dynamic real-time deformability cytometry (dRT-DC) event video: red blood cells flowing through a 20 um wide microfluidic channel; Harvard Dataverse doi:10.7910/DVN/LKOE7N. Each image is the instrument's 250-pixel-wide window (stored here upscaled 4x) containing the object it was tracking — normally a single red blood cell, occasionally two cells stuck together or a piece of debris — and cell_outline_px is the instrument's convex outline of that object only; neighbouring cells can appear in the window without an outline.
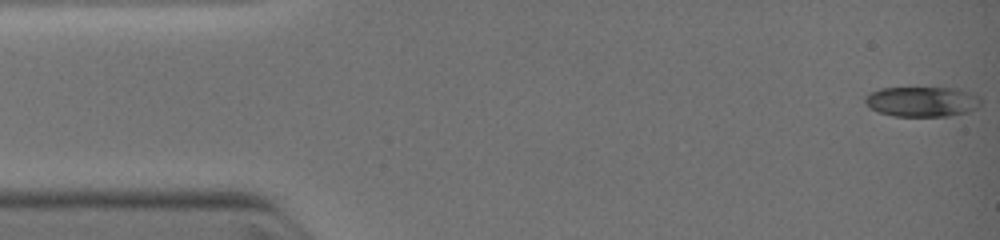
{"species": "common noctule bat (a hibernating species)", "species_latin": "Nyctalus noctula", "temperature_condition": "warm", "stored_images_in_passage": 16, "camera_frame_rate_fps": 3000, "um_per_image_px": 0.085, "animal": {"sex": "female", "body_mass_g": 19.0, "forearm_length_mm": 51.5}, "frame": {"image": 1, "passage_image": 1, "time_ms": 0.0, "image_size_px": [1000, 240], "cell_outline_px": [[980, 104], [976, 108], [968, 112], [948, 116], [896, 116], [880, 112], [868, 108], [864, 100], [864, 96], [868, 92], [880, 88], [952, 88], [968, 92], [980, 96]], "centroid_in_image_um": [78.33, 8.63], "position_along_channel_um": 6.7, "area_um2": 20.35}}
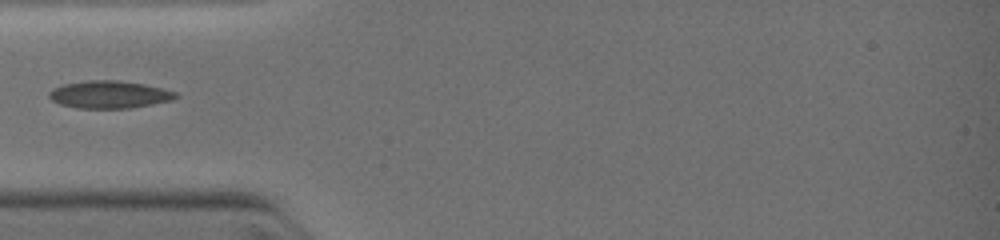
{"frame": {"image": 2, "passage_image": 11, "time_ms": 3.667, "image_size_px": [1000, 240], "cell_outline_px": [[180, 96], [172, 100], [152, 104], [128, 108], [76, 108], [60, 104], [52, 100], [48, 96], [48, 92], [52, 88], [64, 84], [88, 80], [120, 80], [144, 84], [176, 92]], "centroid_in_image_um": [9.27, 8.03], "position_along_channel_um": 75.7, "area_um2": 20.29}}
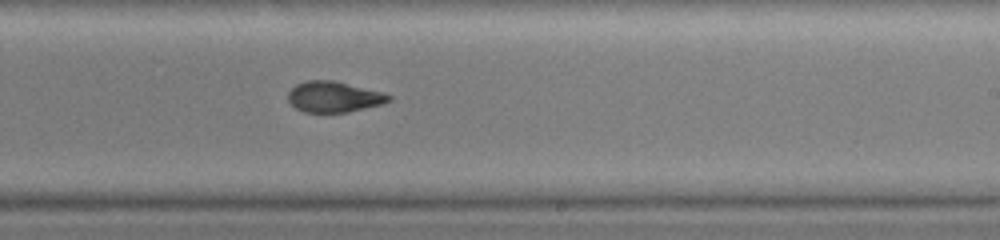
{"frame": {"image": 3, "passage_image": 16, "time_ms": 7.333, "image_size_px": [1000, 240], "cell_outline_px": [[392, 100], [380, 104], [348, 112], [304, 112], [296, 108], [288, 100], [288, 92], [296, 84], [304, 80], [332, 80], [384, 92], [392, 96]], "centroid_in_image_um": [28.37, 8.22], "position_along_channel_um": 260.6, "area_um2": 18.03}}